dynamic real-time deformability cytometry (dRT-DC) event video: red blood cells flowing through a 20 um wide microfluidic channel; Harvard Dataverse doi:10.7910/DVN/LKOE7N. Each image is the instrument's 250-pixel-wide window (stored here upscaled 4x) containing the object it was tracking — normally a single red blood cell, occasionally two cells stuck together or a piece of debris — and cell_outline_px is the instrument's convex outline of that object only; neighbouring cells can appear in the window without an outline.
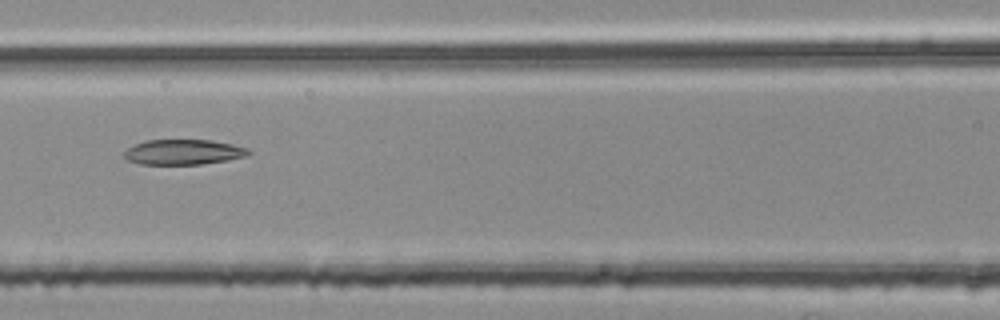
{"species": "common noctule bat (a hibernating species)", "species_latin": "Nyctalus noctula", "temperature_condition": "room temperature", "stored_images_in_passage": 54, "segment_of_instrument_passage": [2, 2], "camera_frame_rate_fps": 3000, "um_per_image_px": 0.085, "animal": {"sex": "female", "body_mass_g": 25.1}, "frame": {"image": 1, "passage_image": 24, "time_ms": 7.667, "image_size_px": [1000, 320], "cell_outline_px": [[252, 152], [248, 156], [228, 160], [200, 164], [140, 164], [128, 160], [124, 156], [124, 152], [128, 148], [144, 140], [212, 140], [232, 144], [248, 148]], "centroid_in_image_um": [15.62, 12.92], "position_along_channel_um": 151.0, "area_um2": 18.26}}
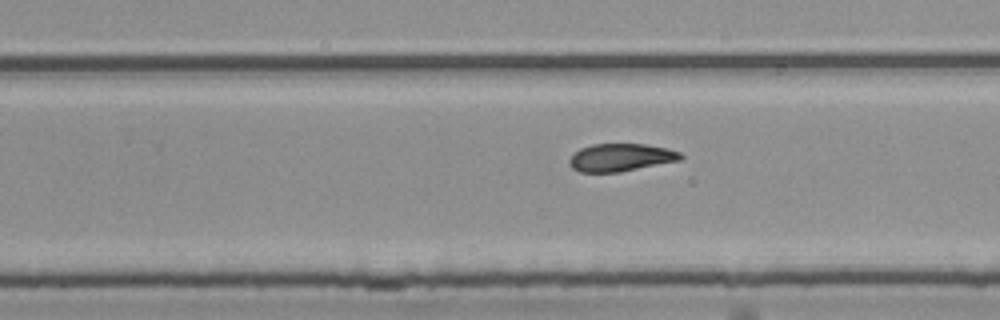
{"frame": {"image": 2, "passage_image": 34, "time_ms": 11.0, "image_size_px": [1000, 320], "cell_outline_px": [[684, 160], [620, 172], [580, 172], [572, 168], [568, 164], [568, 160], [580, 148], [592, 144], [644, 144], [668, 148], [680, 152], [684, 156]], "centroid_in_image_um": [52.81, 13.39], "position_along_channel_um": 277.0, "area_um2": 18.21}}
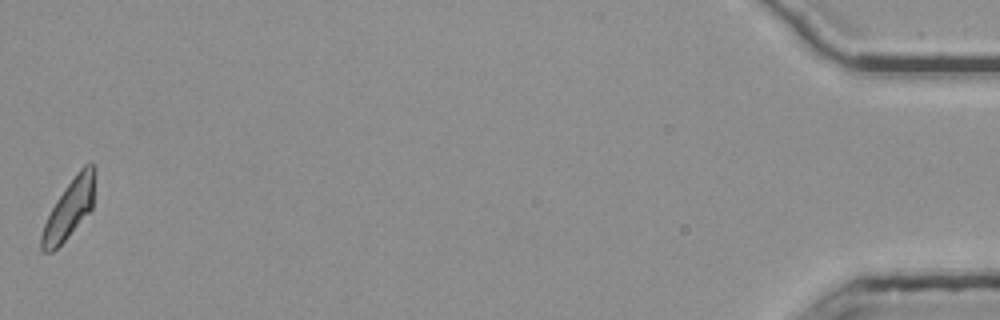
{"frame": {"image": 3, "passage_image": 54, "time_ms": 17.667, "image_size_px": [1000, 320], "cell_outline_px": [[96, 168], [92, 208], [68, 236], [52, 252], [44, 252], [40, 248], [40, 236], [44, 224], [56, 200], [64, 188], [76, 172], [84, 164], [92, 160]], "centroid_in_image_um": [5.9, 17.69], "position_along_channel_um": 429.3, "area_um2": 18.26}}